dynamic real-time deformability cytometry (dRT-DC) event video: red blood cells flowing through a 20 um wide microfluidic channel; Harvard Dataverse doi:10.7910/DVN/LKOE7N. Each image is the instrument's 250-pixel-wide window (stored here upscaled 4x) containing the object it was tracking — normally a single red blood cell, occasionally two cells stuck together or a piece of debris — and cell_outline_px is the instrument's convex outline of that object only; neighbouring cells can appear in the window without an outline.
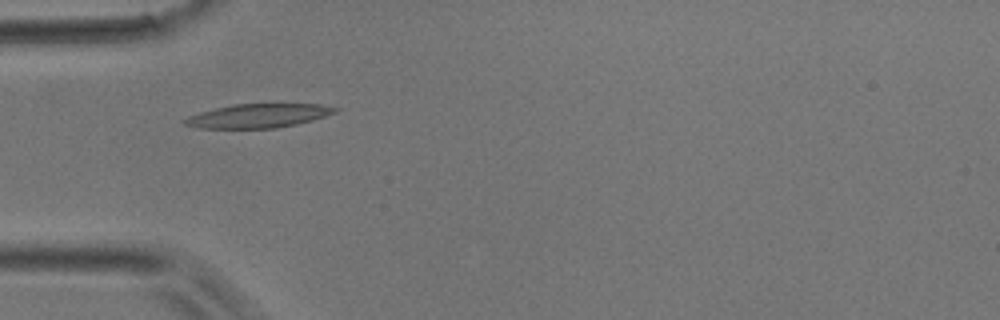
{"species": "common noctule bat (a hibernating species)", "species_latin": "Nyctalus noctula", "temperature_condition": "room temperature", "stored_images_in_passage": 28, "camera_frame_rate_fps": 3000, "um_per_image_px": 0.085, "animal": {"sex": "male", "body_mass_g": 17.9}, "frame": {"image": 1, "passage_image": 1, "time_ms": 0.0, "image_size_px": [1000, 320], "cell_outline_px": [[340, 108], [336, 112], [312, 120], [296, 124], [276, 128], [200, 128], [184, 124], [180, 120], [188, 116], [200, 112], [232, 104], [320, 104]], "centroid_in_image_um": [21.93, 9.84], "position_along_channel_um": 63.1, "area_um2": 20.87}}
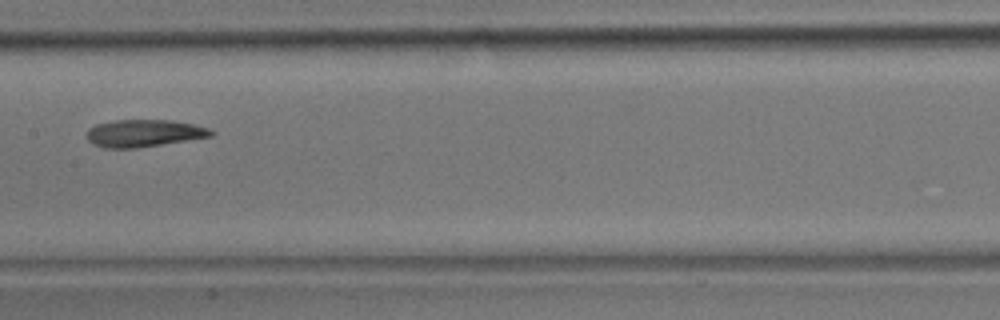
{"frame": {"image": 2, "passage_image": 10, "time_ms": 3.0, "image_size_px": [1000, 320], "cell_outline_px": [[216, 132], [212, 136], [136, 148], [104, 148], [92, 144], [84, 136], [88, 128], [96, 124], [116, 120], [172, 120], [196, 124], [208, 128]], "centroid_in_image_um": [12.2, 11.32], "position_along_channel_um": 195.2, "area_um2": 19.94}}
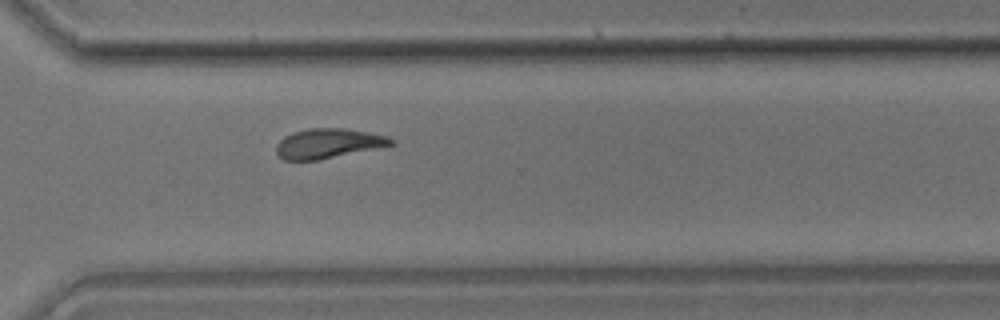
{"frame": {"image": 3, "passage_image": 20, "time_ms": 6.333, "image_size_px": [1000, 320], "cell_outline_px": [[396, 144], [320, 160], [284, 160], [276, 152], [276, 144], [284, 136], [308, 128], [344, 128], [368, 132], [388, 136], [396, 140]], "centroid_in_image_um": [27.93, 12.19], "position_along_channel_um": 342.7, "area_um2": 19.94}}